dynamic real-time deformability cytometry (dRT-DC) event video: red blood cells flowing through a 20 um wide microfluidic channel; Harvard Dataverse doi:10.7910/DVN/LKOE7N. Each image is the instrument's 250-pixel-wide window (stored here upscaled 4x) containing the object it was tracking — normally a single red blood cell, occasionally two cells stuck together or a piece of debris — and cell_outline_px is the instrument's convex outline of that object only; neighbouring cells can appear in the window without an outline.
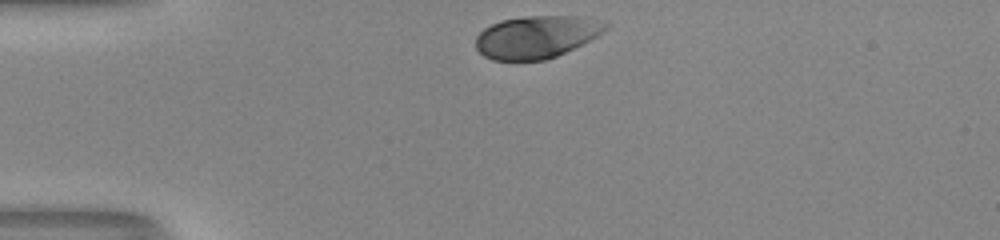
{"species": "human", "species_latin": "Homo sapiens", "temperature_condition": "room temperature", "stored_images_in_passage": 30, "camera_frame_rate_fps": 3000, "um_per_image_px": 0.085, "donor": {"sex": "male"}, "frame": {"image": 1, "passage_image": 1, "time_ms": 0.0, "image_size_px": [1000, 240], "cell_outline_px": [[608, 28], [604, 32], [556, 56], [544, 60], [492, 60], [484, 56], [476, 48], [476, 36], [484, 28], [500, 20], [524, 16], [576, 16], [608, 20]], "centroid_in_image_um": [45.61, 3.11], "position_along_channel_um": 39.4, "area_um2": 32.14}}
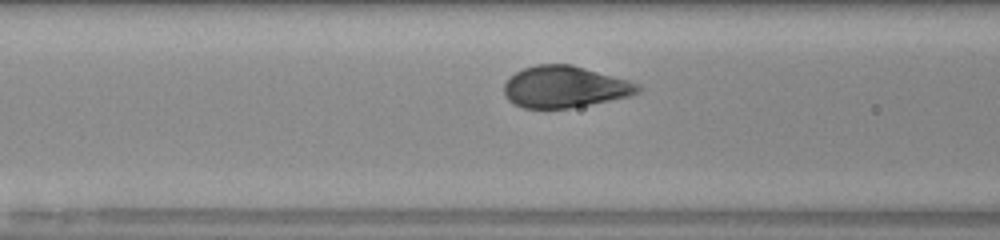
{"frame": {"image": 2, "passage_image": 10, "time_ms": 3.0, "image_size_px": [1000, 240], "cell_outline_px": [[644, 88], [640, 92], [632, 96], [568, 108], [524, 108], [512, 104], [508, 100], [504, 92], [504, 84], [516, 72], [524, 68], [536, 64], [572, 64], [628, 80], [640, 84]], "centroid_in_image_um": [48.04, 7.38], "position_along_channel_um": 118.6, "area_um2": 32.54}}
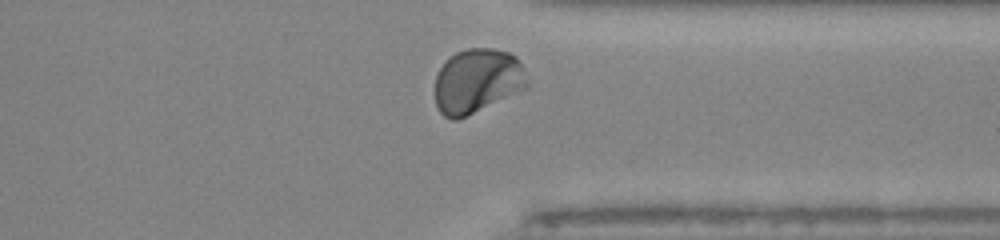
{"frame": {"image": 3, "passage_image": 29, "time_ms": 9.333, "image_size_px": [1000, 240], "cell_outline_px": [[528, 88], [456, 120], [452, 120], [444, 116], [440, 112], [436, 104], [436, 76], [444, 60], [456, 52], [468, 48], [492, 48], [508, 52], [516, 56], [520, 64], [528, 84]], "centroid_in_image_um": [40.54, 6.87], "position_along_channel_um": 370.9, "area_um2": 34.45}, "authors_computed_cell_mechanics": {"area_um2": 33.4662, "velocity_mm_per_s": 3.9906, "shape_relaxation_time_tau1_ms": 1.5488, "shape_relaxation_time_tau2_ms": null, "deformation_change_tau1": 0.1375, "deformation_change_tau2": null}}